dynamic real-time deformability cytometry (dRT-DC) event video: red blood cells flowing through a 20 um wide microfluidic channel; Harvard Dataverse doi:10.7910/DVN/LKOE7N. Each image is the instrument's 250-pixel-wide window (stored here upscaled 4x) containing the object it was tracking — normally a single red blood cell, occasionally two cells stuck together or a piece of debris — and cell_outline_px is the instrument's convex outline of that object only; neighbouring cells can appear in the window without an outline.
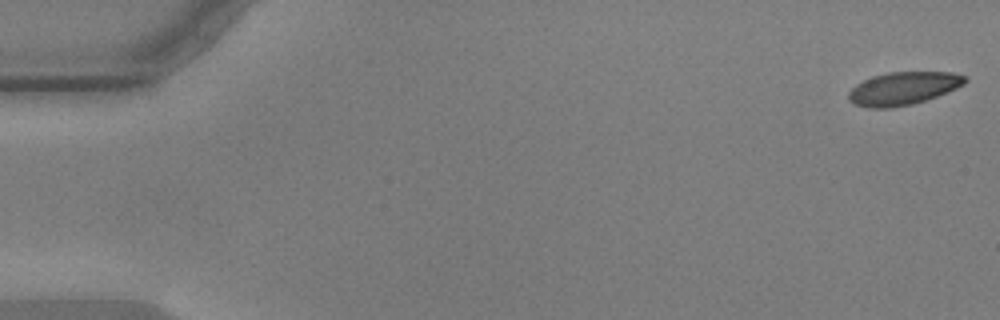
{"species": "common noctule bat (a hibernating species)", "species_latin": "Nyctalus noctula", "temperature_condition": "warm", "stored_images_in_passage": 15, "camera_frame_rate_fps": 3000, "um_per_image_px": 0.085, "animal": {"sex": "male", "body_mass_g": 17.9, "forearm_length_mm": 54.2}, "frame": {"image": 1, "passage_image": 1, "time_ms": 0.0, "image_size_px": [1000, 320], "cell_outline_px": [[968, 80], [964, 84], [956, 88], [936, 96], [912, 104], [892, 108], [868, 108], [852, 104], [848, 100], [848, 92], [856, 84], [872, 76], [888, 72], [952, 72], [968, 76]], "centroid_in_image_um": [76.75, 7.51], "position_along_channel_um": 8.2, "area_um2": 22.48}}
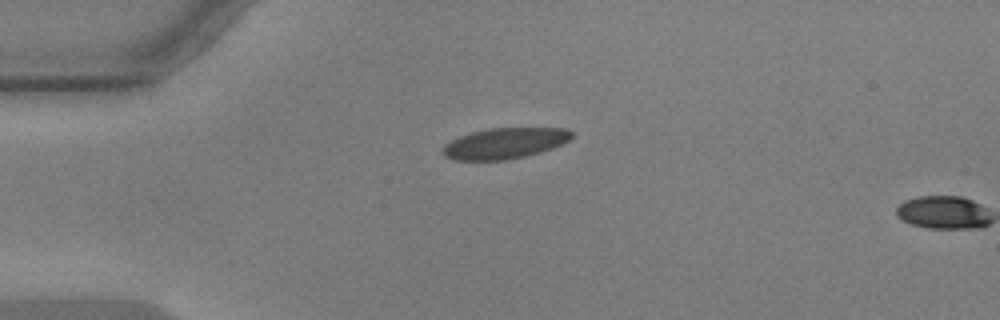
{"frame": {"image": 2, "passage_image": 14, "time_ms": 4.333, "image_size_px": [1000, 320], "cell_outline_px": [[572, 136], [568, 140], [552, 148], [540, 152], [524, 156], [504, 160], [452, 160], [444, 156], [440, 152], [444, 144], [460, 136], [472, 132], [488, 128], [564, 128], [572, 132]], "centroid_in_image_um": [42.84, 12.18], "position_along_channel_um": 42.2, "area_um2": 23.06}}